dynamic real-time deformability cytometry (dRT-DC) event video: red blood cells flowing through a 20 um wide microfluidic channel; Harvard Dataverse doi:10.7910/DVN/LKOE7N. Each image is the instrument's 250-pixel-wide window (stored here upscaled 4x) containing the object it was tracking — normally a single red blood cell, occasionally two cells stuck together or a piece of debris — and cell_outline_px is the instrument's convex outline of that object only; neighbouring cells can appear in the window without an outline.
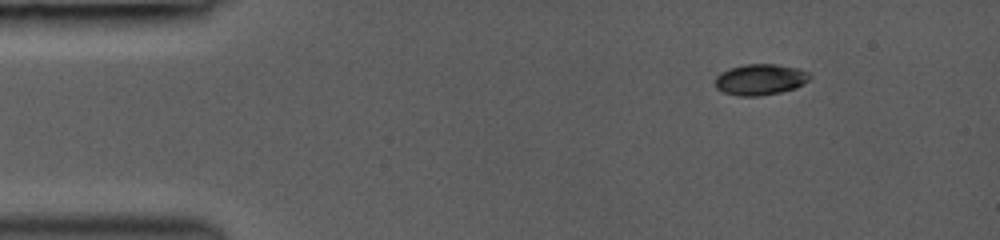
{"species": "common noctule bat (a hibernating species)", "species_latin": "Nyctalus noctula", "temperature_condition": "room temperature", "stored_images_in_passage": 24, "camera_frame_rate_fps": 3000, "um_per_image_px": 0.085, "animal": {"sex": "female", "body_mass_g": 19.0, "forearm_length_mm": 53.3}, "frame": {"image": 1, "passage_image": 1, "time_ms": 0.0, "image_size_px": [1000, 240], "cell_outline_px": [[812, 76], [804, 84], [796, 88], [780, 92], [760, 96], [740, 96], [724, 92], [716, 88], [716, 76], [720, 72], [728, 68], [744, 64], [776, 64], [800, 68], [808, 72]], "centroid_in_image_um": [64.64, 6.75], "position_along_channel_um": 20.4, "area_um2": 17.28}}
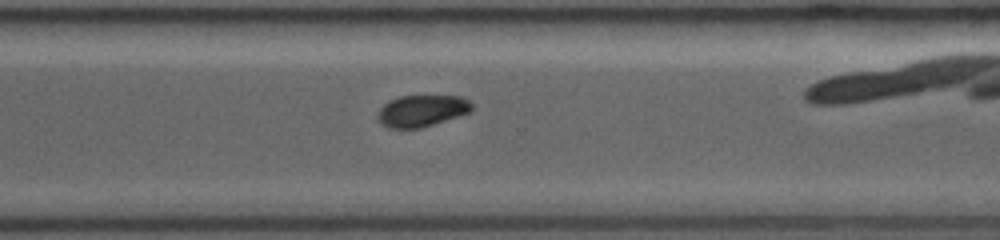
{"frame": {"image": 2, "passage_image": 20, "time_ms": 9.333, "image_size_px": [1000, 240], "cell_outline_px": [[472, 112], [420, 128], [388, 128], [380, 124], [376, 120], [376, 116], [380, 108], [388, 100], [400, 96], [460, 96], [468, 100], [472, 104]], "centroid_in_image_um": [35.81, 9.42], "position_along_channel_um": 334.8, "area_um2": 17.51}}
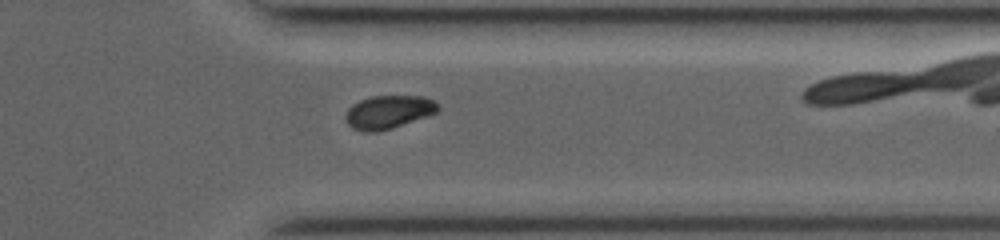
{"frame": {"image": 3, "passage_image": 22, "time_ms": 10.333, "image_size_px": [1000, 240], "cell_outline_px": [[440, 108], [436, 112], [392, 128], [376, 132], [364, 132], [352, 128], [348, 124], [344, 116], [348, 108], [352, 104], [360, 100], [372, 96], [424, 96], [432, 100]], "centroid_in_image_um": [32.96, 9.52], "position_along_channel_um": 378.4, "area_um2": 17.74}}